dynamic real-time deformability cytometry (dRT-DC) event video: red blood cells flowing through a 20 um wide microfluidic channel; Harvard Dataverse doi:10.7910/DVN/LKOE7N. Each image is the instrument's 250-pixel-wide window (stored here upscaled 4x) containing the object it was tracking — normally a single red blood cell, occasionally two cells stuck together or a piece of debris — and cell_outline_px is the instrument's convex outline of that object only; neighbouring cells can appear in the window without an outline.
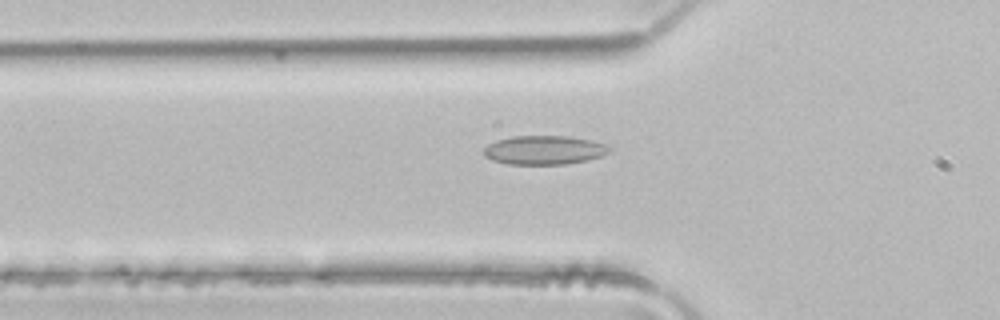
{"species": "common noctule bat (a hibernating species)", "species_latin": "Nyctalus noctula", "temperature_condition": "room temperature", "stored_images_in_passage": 50, "camera_frame_rate_fps": 3000, "um_per_image_px": 0.085, "animal": {"sex": "male", "body_mass_g": 21.5, "forearm_length_mm": 52.0}, "frame": {"image": 1, "passage_image": 17, "time_ms": 5.333, "image_size_px": [1000, 320], "cell_outline_px": [[612, 148], [608, 152], [600, 156], [588, 160], [564, 164], [508, 164], [492, 160], [484, 156], [484, 148], [488, 144], [496, 140], [512, 136], [568, 136], [592, 140], [604, 144]], "centroid_in_image_um": [46.24, 12.75], "position_along_channel_um": 79.6, "area_um2": 21.15}}
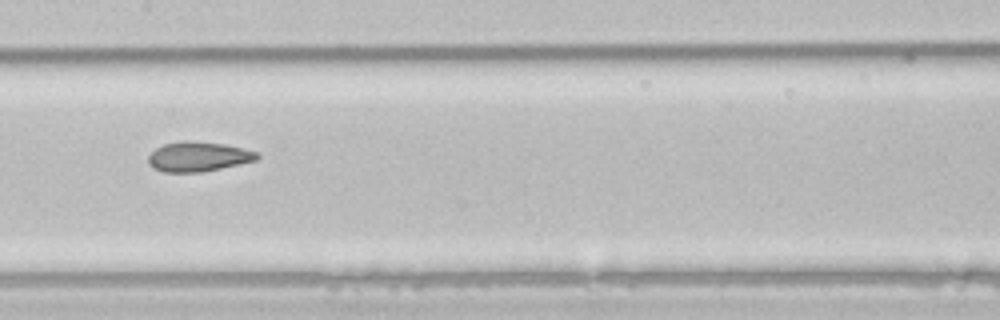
{"frame": {"image": 2, "passage_image": 25, "time_ms": 8.0, "image_size_px": [1000, 320], "cell_outline_px": [[260, 156], [256, 160], [204, 172], [164, 172], [152, 168], [148, 164], [148, 156], [156, 148], [164, 144], [184, 140], [224, 144], [244, 148], [260, 152]], "centroid_in_image_um": [16.86, 13.32], "position_along_channel_um": 190.5, "area_um2": 18.96}}
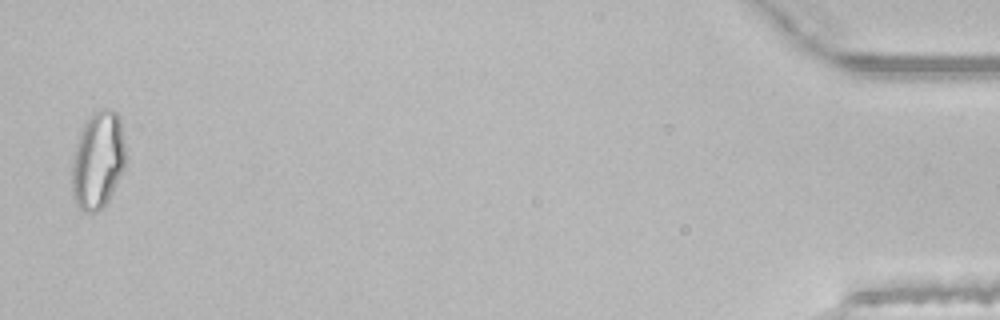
{"frame": {"image": 3, "passage_image": 49, "time_ms": 16.0, "image_size_px": [1000, 320], "cell_outline_px": [[124, 168], [108, 200], [96, 212], [84, 212], [76, 204], [72, 196], [72, 160], [76, 144], [84, 124], [92, 112], [104, 108], [112, 108], [116, 112], [120, 120], [124, 144]], "centroid_in_image_um": [8.3, 13.6], "position_along_channel_um": 426.9, "area_um2": 30.23}, "authors_computed_cell_mechanics": {"area_um2": 21.5883, "velocity_mm_per_s": 4.1225, "shape_relaxation_time_tau1_ms": 8.6513, "shape_relaxation_time_tau2_ms": 1.4604, "deformation_change_tau1": 0.1662, "deformation_change_tau2": 0.0763}}